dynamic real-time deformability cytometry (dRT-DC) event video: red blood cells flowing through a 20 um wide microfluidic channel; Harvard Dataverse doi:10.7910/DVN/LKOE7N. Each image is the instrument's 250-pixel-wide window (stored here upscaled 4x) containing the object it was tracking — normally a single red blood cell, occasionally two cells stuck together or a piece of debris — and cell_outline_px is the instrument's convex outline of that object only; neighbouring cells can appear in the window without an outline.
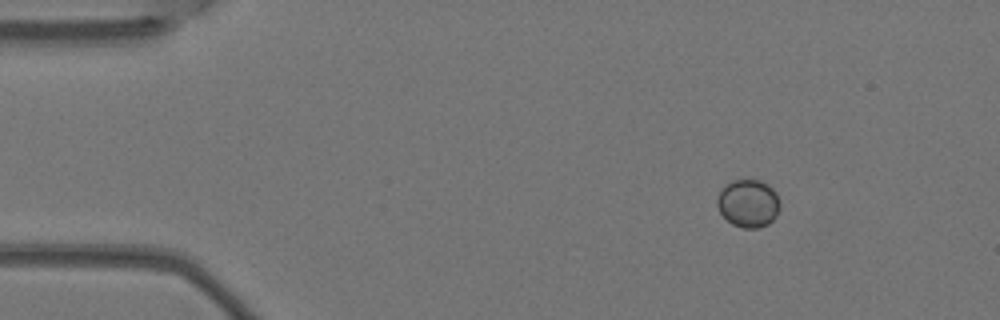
{"species": "Egyptian fruit bat (a non-hibernating species)", "species_latin": "Rousettus aegyptiacus", "temperature_condition": "warm", "stored_images_in_passage": 7, "camera_frame_rate_fps": 3000, "um_per_image_px": 0.085, "animal": {"sex": "female"}, "frame": {"image": 1, "passage_image": 1, "time_ms": 0.0, "image_size_px": [1000, 320], "cell_outline_px": [[780, 208], [776, 216], [768, 224], [760, 228], [744, 228], [732, 224], [720, 212], [716, 204], [716, 200], [720, 192], [732, 180], [760, 180], [768, 184], [776, 192], [780, 200]], "centroid_in_image_um": [63.63, 17.29], "position_along_channel_um": 21.4, "area_um2": 17.51}}
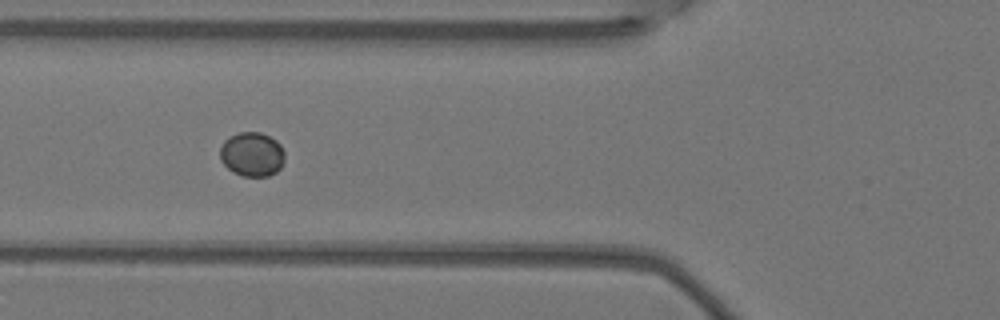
{"frame": {"image": 2, "passage_image": 4, "time_ms": 1.0, "image_size_px": [1000, 320], "cell_outline_px": [[284, 160], [280, 168], [276, 172], [268, 176], [244, 176], [232, 172], [220, 160], [220, 148], [224, 140], [228, 136], [240, 132], [260, 132], [276, 140], [280, 144], [284, 152]], "centroid_in_image_um": [21.41, 13.11], "position_along_channel_um": 104.4, "area_um2": 16.76}}
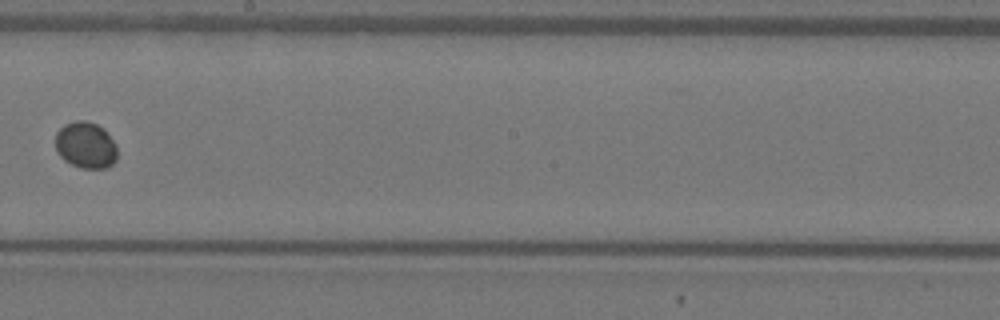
{"frame": {"image": 3, "passage_image": 7, "time_ms": 2.0, "image_size_px": [1000, 320], "cell_outline_px": [[116, 160], [108, 168], [80, 168], [64, 160], [56, 152], [56, 132], [64, 124], [76, 120], [84, 120], [96, 124], [104, 128], [116, 144]], "centroid_in_image_um": [7.28, 12.33], "position_along_channel_um": 240.9, "area_um2": 16.88}}